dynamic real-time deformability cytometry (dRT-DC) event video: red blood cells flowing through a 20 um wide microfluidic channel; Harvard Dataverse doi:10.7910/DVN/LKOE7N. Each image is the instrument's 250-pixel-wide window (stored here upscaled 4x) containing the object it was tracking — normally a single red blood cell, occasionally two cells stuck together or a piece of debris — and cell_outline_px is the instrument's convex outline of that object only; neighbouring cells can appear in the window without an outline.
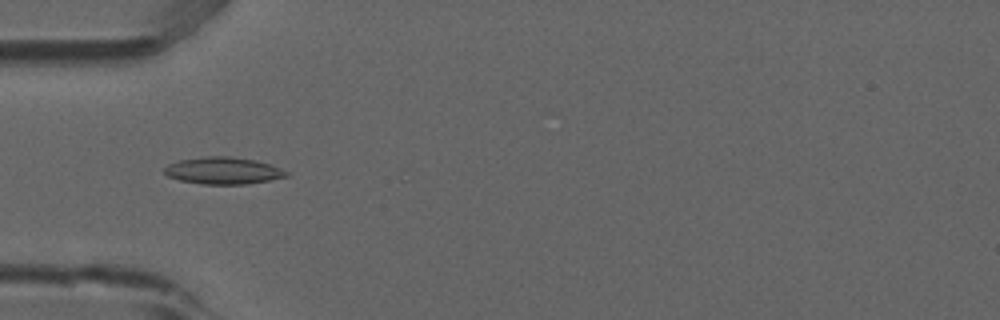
{"species": "common noctule bat (a hibernating species)", "species_latin": "Nyctalus noctula", "temperature_condition": "room temperature", "stored_images_in_passage": 6, "camera_frame_rate_fps": 3000, "um_per_image_px": 0.085, "animal": {"sex": "male", "forearm_length_mm": 52.5}, "frame": {"image": 1, "passage_image": 5, "time_ms": 1.333, "image_size_px": [1000, 320], "cell_outline_px": [[288, 176], [268, 180], [244, 184], [204, 184], [180, 180], [168, 176], [164, 172], [164, 168], [168, 164], [180, 160], [204, 156], [228, 156], [256, 160], [280, 168], [288, 172]], "centroid_in_image_um": [18.95, 14.5], "position_along_channel_um": 66.1, "area_um2": 18.96}}